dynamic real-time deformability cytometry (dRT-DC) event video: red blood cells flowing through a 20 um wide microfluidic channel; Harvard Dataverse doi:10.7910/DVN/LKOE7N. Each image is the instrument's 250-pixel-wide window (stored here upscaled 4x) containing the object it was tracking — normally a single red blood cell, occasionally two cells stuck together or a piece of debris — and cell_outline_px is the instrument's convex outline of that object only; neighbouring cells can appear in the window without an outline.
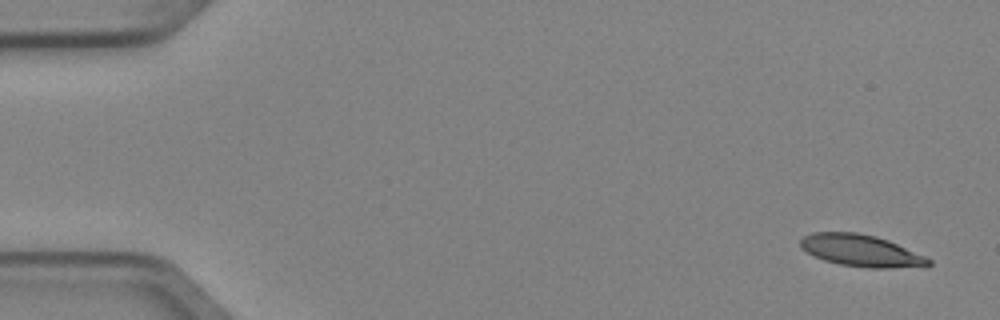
{"species": "Egyptian fruit bat (a non-hibernating species)", "species_latin": "Rousettus aegyptiacus", "temperature_condition": "cold", "stored_images_in_passage": 3, "camera_frame_rate_fps": 3000, "um_per_image_px": 0.085, "animal": {"sex": "female"}, "frame": {"image": 1, "passage_image": 3, "time_ms": 0.667, "image_size_px": [1000, 320], "cell_outline_px": [[932, 264], [928, 268], [868, 268], [840, 264], [824, 260], [800, 248], [800, 240], [804, 236], [812, 232], [856, 232], [876, 236], [888, 240], [924, 256], [932, 260]], "centroid_in_image_um": [73.25, 21.32], "position_along_channel_um": 11.7, "area_um2": 23.99}}